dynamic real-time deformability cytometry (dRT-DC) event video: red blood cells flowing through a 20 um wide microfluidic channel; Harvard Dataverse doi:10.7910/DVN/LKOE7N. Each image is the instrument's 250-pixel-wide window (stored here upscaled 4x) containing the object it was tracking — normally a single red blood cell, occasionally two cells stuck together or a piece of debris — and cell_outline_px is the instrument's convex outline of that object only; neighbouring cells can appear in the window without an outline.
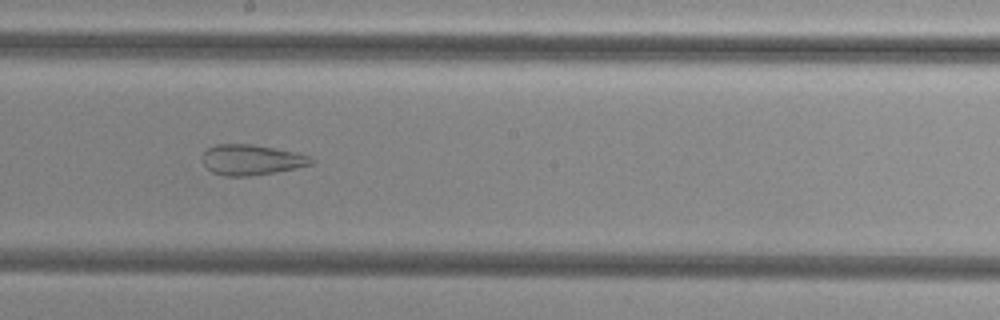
{"species": "common noctule bat (a hibernating species)", "species_latin": "Nyctalus noctula", "temperature_condition": "cold", "stored_images_in_passage": 53, "camera_frame_rate_fps": 3000, "um_per_image_px": 0.085, "animal": {"sex": "female", "body_mass_g": 29.2, "forearm_length_mm": 56.3}, "frame": {"image": 1, "passage_image": 30, "time_ms": 9.667, "image_size_px": [1000, 320], "cell_outline_px": [[316, 160], [312, 164], [296, 168], [276, 172], [252, 176], [224, 176], [212, 172], [204, 164], [200, 156], [208, 148], [216, 144], [252, 144], [296, 152], [312, 156]], "centroid_in_image_um": [21.39, 13.58], "position_along_channel_um": 226.8, "area_um2": 19.54}}
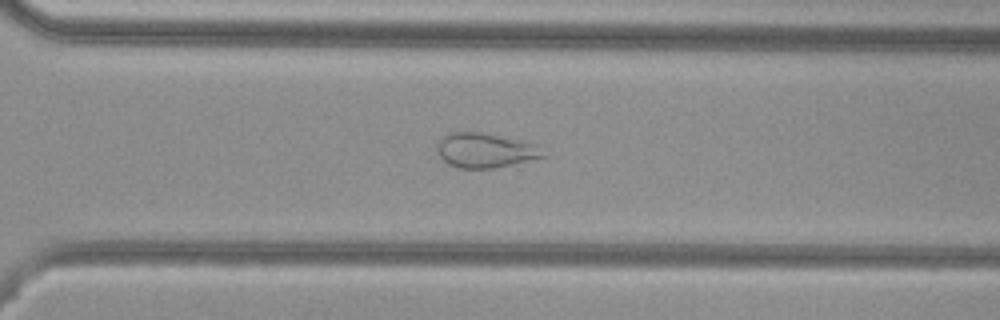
{"frame": {"image": 2, "passage_image": 38, "time_ms": 12.333, "image_size_px": [1000, 320], "cell_outline_px": [[548, 156], [492, 168], [456, 168], [448, 164], [440, 156], [436, 148], [436, 144], [440, 136], [448, 132], [480, 132], [524, 140], [536, 144]], "centroid_in_image_um": [41.21, 12.76], "position_along_channel_um": 329.4, "area_um2": 21.62}}
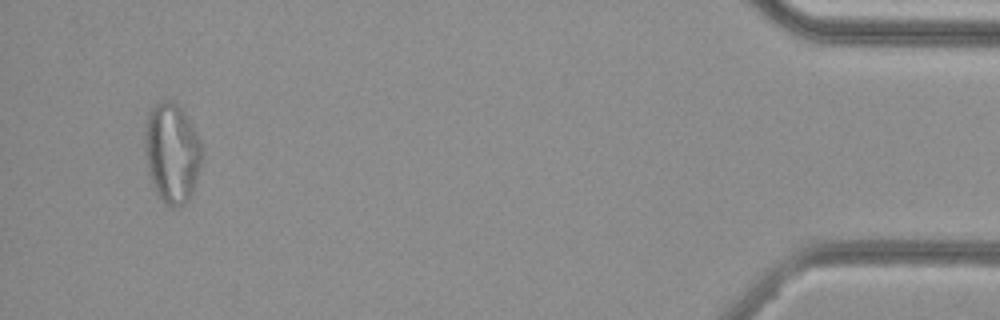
{"frame": {"image": 3, "passage_image": 51, "time_ms": 16.667, "image_size_px": [1000, 320], "cell_outline_px": [[200, 164], [196, 180], [192, 192], [188, 200], [184, 204], [172, 208], [164, 204], [160, 200], [148, 176], [144, 152], [144, 132], [148, 112], [156, 104], [164, 100], [168, 100], [176, 104], [184, 112], [196, 132], [200, 140]], "centroid_in_image_um": [14.56, 13.03], "position_along_channel_um": 420.6, "area_um2": 33.29}, "authors_computed_cell_mechanics": {"area_um2": 29.478, "velocity_mm_per_s": 3.8568, "shape_relaxation_time_tau1_ms": null, "shape_relaxation_time_tau2_ms": 1.3914, "deformation_change_tau1": null, "deformation_change_tau2": 0.0826}}